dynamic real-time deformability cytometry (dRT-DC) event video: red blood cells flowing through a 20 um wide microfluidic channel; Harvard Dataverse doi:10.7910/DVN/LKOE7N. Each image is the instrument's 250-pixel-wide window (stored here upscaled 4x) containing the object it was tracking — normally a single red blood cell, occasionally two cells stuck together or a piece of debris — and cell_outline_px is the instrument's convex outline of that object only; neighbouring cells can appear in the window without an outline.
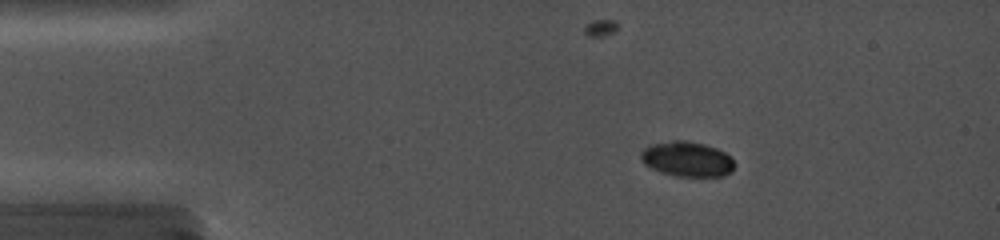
{"species": "common noctule bat (a hibernating species)", "species_latin": "Nyctalus noctula", "temperature_condition": "cold", "stored_images_in_passage": 37, "camera_frame_rate_fps": 5000, "um_per_image_px": 0.085, "animal": {"sex": "female", "body_mass_g": 19.0, "forearm_length_mm": 56.7}, "frame": {"image": 1, "passage_image": 6, "time_ms": 2.6, "image_size_px": [1000, 240], "cell_outline_px": [[736, 164], [732, 172], [724, 176], [676, 176], [660, 172], [644, 164], [640, 160], [640, 152], [648, 144], [672, 140], [688, 140], [704, 144], [716, 148], [724, 152]], "centroid_in_image_um": [58.37, 13.51], "position_along_channel_um": 26.6, "area_um2": 19.36}}
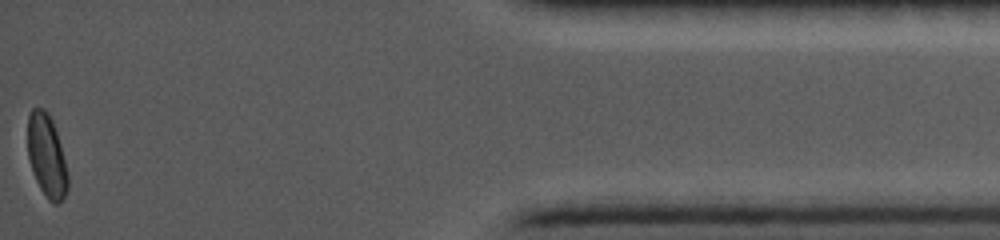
{"frame": {"image": 2, "passage_image": 37, "time_ms": 16.4, "image_size_px": [1000, 240], "cell_outline_px": [[68, 188], [60, 204], [56, 204], [48, 200], [40, 188], [36, 180], [28, 156], [28, 116], [32, 108], [44, 108], [48, 112], [52, 120], [60, 144], [68, 176]], "centroid_in_image_um": [3.97, 13.25], "position_along_channel_um": 431.2, "area_um2": 19.13}}